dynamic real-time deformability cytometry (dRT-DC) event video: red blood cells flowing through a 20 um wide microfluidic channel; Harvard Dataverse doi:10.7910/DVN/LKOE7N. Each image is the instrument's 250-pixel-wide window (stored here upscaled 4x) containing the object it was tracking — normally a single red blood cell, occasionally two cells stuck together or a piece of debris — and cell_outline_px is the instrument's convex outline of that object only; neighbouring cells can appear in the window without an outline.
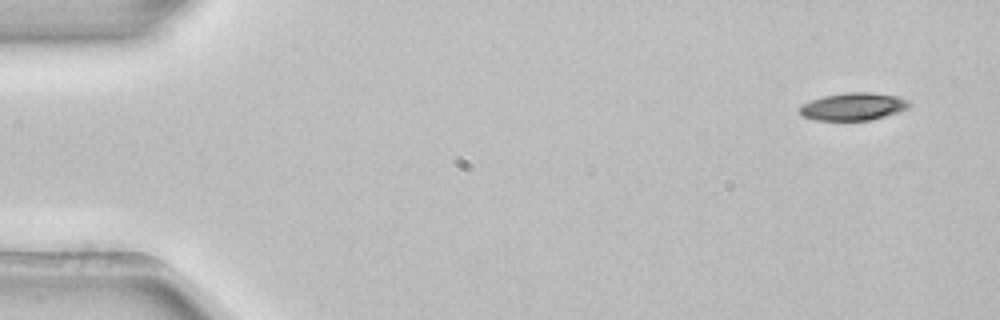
{"species": "common noctule bat (a hibernating species)", "species_latin": "Nyctalus noctula", "temperature_condition": "room temperature", "stored_images_in_passage": 5, "camera_frame_rate_fps": 3000, "um_per_image_px": 0.085, "animal": {"sex": "female", "body_mass_g": 22.7, "forearm_length_mm": 54.2}, "frame": {"image": 1, "passage_image": 1, "time_ms": 0.0, "image_size_px": [1000, 320], "cell_outline_px": [[912, 104], [908, 108], [872, 120], [816, 120], [804, 116], [796, 108], [800, 104], [824, 96], [844, 92], [872, 92], [900, 96], [912, 100]], "centroid_in_image_um": [72.56, 9.04], "position_along_channel_um": 12.4, "area_um2": 17.86}}
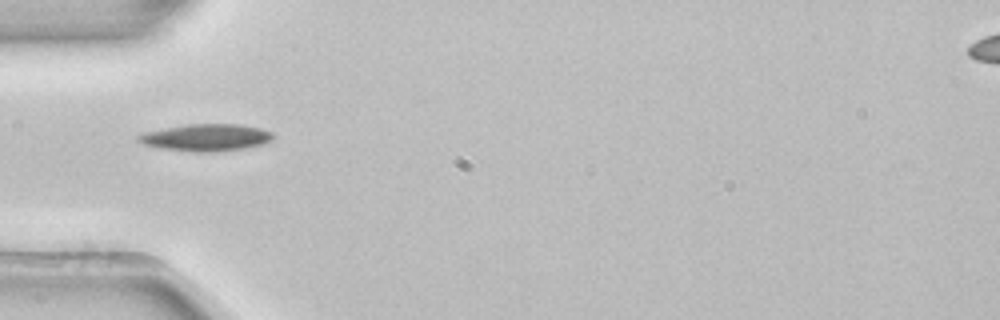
{"frame": {"image": 2, "passage_image": 4, "time_ms": 1.0, "image_size_px": [1000, 320], "cell_outline_px": [[276, 136], [272, 140], [264, 144], [248, 148], [216, 152], [196, 152], [164, 148], [144, 144], [136, 140], [136, 136], [144, 132], [188, 124], [240, 124], [260, 128], [272, 132]], "centroid_in_image_um": [17.59, 11.69], "position_along_channel_um": 67.4, "area_um2": 21.33}}